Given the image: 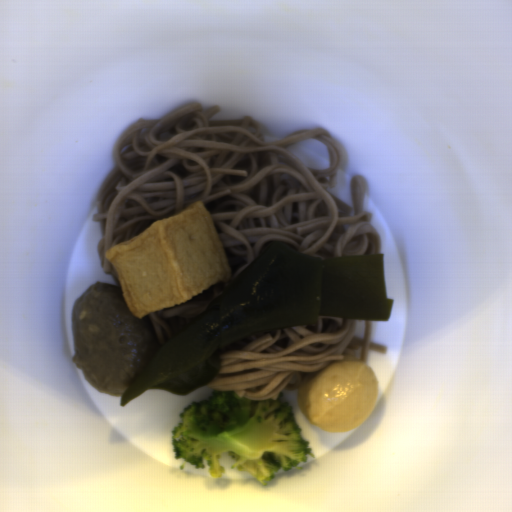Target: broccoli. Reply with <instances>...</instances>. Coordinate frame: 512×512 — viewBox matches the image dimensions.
<instances>
[{
    "mask_svg": "<svg viewBox=\"0 0 512 512\" xmlns=\"http://www.w3.org/2000/svg\"><path fill=\"white\" fill-rule=\"evenodd\" d=\"M178 415L180 421L170 432L174 459L198 469L205 467V459L216 478L226 471L224 454L234 459L233 468L248 471L263 486L279 470L315 456L282 391L277 399L248 400L212 388L209 397L187 404Z\"/></svg>",
    "mask_w": 512,
    "mask_h": 512,
    "instance_id": "1706d50b",
    "label": "broccoli"
}]
</instances>
